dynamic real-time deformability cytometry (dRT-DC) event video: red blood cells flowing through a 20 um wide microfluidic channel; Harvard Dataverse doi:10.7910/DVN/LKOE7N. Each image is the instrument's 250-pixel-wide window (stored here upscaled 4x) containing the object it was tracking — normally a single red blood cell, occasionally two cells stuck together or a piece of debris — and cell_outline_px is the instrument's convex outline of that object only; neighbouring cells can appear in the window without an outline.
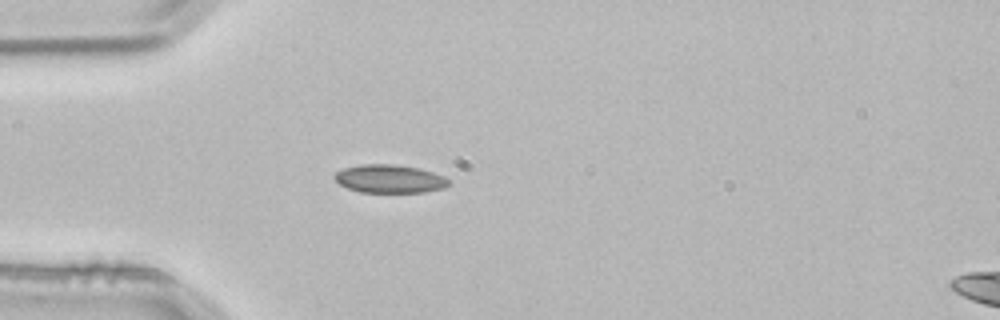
{"species": "common noctule bat (a hibernating species)", "species_latin": "Nyctalus noctula", "temperature_condition": "room temperature", "stored_images_in_passage": 2, "camera_frame_rate_fps": 3000, "um_per_image_px": 0.085, "animal": {"sex": "male", "body_mass_g": 21.5, "forearm_length_mm": 52.0}, "frame": {"image": 1, "passage_image": 2, "time_ms": 0.333, "image_size_px": [1000, 320], "cell_outline_px": [[452, 184], [444, 188], [424, 192], [360, 192], [348, 188], [340, 184], [332, 176], [336, 172], [344, 168], [360, 164], [392, 164], [416, 168], [432, 172], [444, 176], [452, 180]], "centroid_in_image_um": [33.14, 15.2], "position_along_channel_um": 51.9, "area_um2": 18.84}}